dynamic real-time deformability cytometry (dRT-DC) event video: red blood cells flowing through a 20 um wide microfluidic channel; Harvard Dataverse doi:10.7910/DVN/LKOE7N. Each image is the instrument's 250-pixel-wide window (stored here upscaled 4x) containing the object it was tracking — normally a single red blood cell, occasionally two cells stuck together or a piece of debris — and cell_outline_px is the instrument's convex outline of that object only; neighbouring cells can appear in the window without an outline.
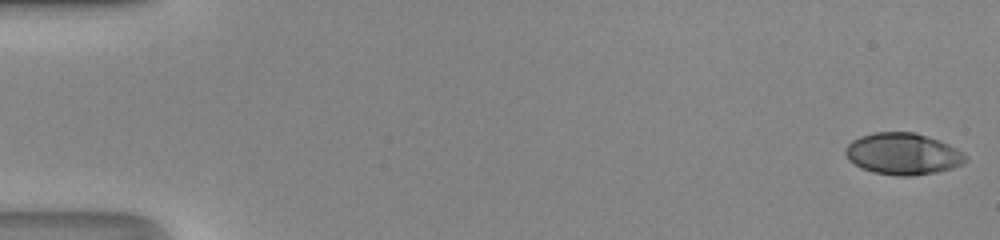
{"species": "human", "species_latin": "Homo sapiens", "temperature_condition": "room temperature", "stored_images_in_passage": 50, "camera_frame_rate_fps": 3000, "um_per_image_px": 0.085, "donor": {"sex": "male"}, "frame": {"image": 1, "passage_image": 1, "time_ms": 0.0, "image_size_px": [1000, 240], "cell_outline_px": [[968, 160], [964, 164], [952, 168], [936, 172], [912, 176], [896, 176], [872, 172], [860, 168], [848, 160], [844, 152], [844, 148], [852, 140], [860, 136], [872, 132], [916, 132], [940, 140], [964, 152], [968, 156]], "centroid_in_image_um": [76.75, 13.08], "position_along_channel_um": 8.3, "area_um2": 29.65}}
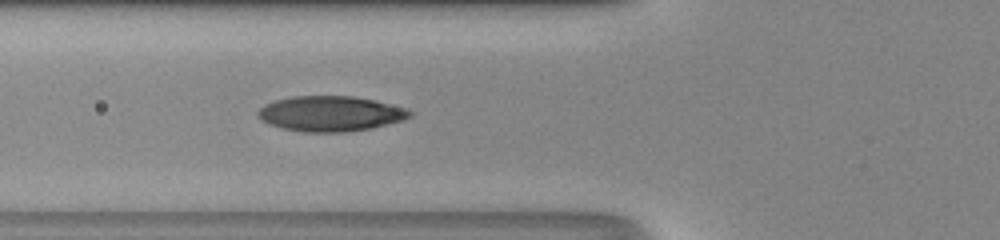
{"frame": {"image": 2, "passage_image": 20, "time_ms": 6.333, "image_size_px": [1000, 240], "cell_outline_px": [[412, 116], [404, 120], [372, 128], [348, 132], [304, 132], [284, 128], [268, 124], [260, 120], [256, 116], [256, 112], [264, 104], [276, 100], [292, 96], [352, 96], [376, 100], [408, 108], [412, 112]], "centroid_in_image_um": [28.1, 9.66], "position_along_channel_um": 97.7, "area_um2": 31.56}}
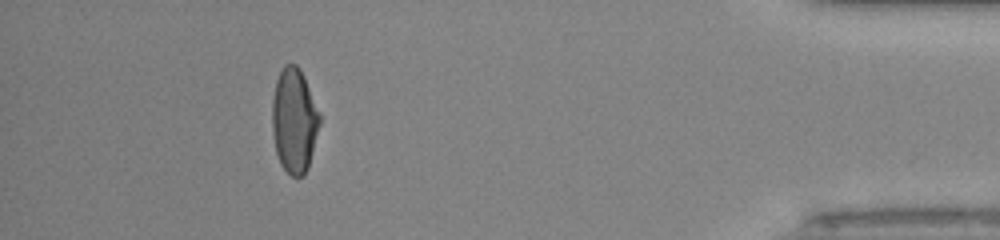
{"frame": {"image": 3, "passage_image": 46, "time_ms": 15.0, "image_size_px": [1000, 240], "cell_outline_px": [[320, 124], [308, 168], [304, 176], [292, 176], [280, 164], [276, 152], [272, 132], [272, 100], [276, 80], [284, 64], [296, 64], [300, 68], [304, 76], [320, 112]], "centroid_in_image_um": [25.01, 10.23], "position_along_channel_um": 410.2, "area_um2": 29.13}, "authors_computed_cell_mechanics": {"area_um2": 29.7092, "velocity_mm_per_s": 4.2208, "shape_relaxation_time_tau1_ms": 7.3721, "shape_relaxation_time_tau2_ms": 0.7446, "deformation_change_tau1": 0.2735, "deformation_change_tau2": 0.0579}}